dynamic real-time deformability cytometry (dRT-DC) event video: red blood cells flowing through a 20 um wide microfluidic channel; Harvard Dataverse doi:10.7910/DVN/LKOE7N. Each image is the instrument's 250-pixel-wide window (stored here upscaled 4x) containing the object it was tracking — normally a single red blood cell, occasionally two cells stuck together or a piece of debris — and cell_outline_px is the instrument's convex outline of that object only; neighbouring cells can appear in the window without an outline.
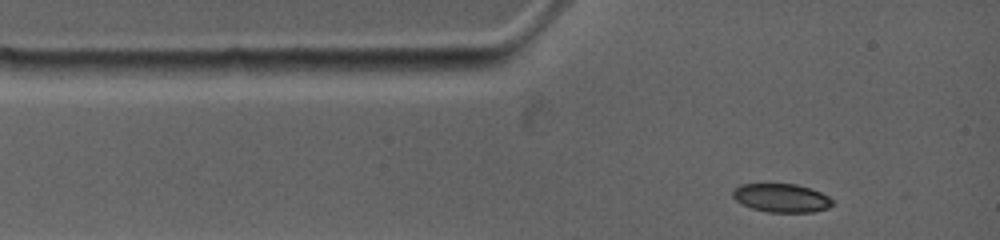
{"species": "common noctule bat (a hibernating species)", "species_latin": "Nyctalus noctula", "temperature_condition": "warm", "stored_images_in_passage": 19, "camera_frame_rate_fps": 4500, "um_per_image_px": 0.085, "animal": {"sex": "female", "body_mass_g": 19.0, "forearm_length_mm": 53.3}, "frame": {"image": 1, "passage_image": 1, "time_ms": 0.0, "image_size_px": [1000, 240], "cell_outline_px": [[832, 204], [828, 208], [812, 212], [768, 212], [752, 208], [736, 200], [732, 196], [732, 188], [740, 184], [796, 184], [820, 192], [828, 196], [832, 200]], "centroid_in_image_um": [66.39, 16.82], "position_along_channel_um": 18.6, "area_um2": 16.47}}
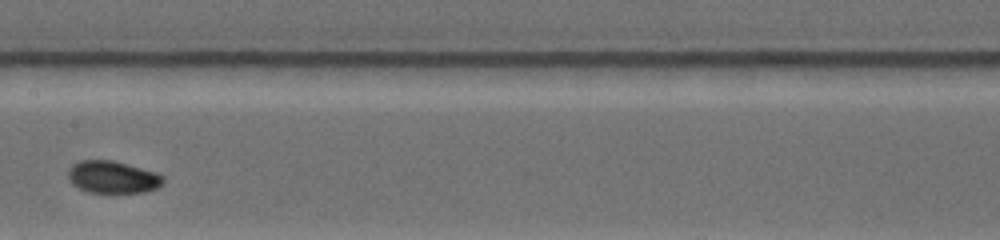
{"frame": {"image": 2, "passage_image": 11, "time_ms": 5.111, "image_size_px": [1000, 240], "cell_outline_px": [[164, 180], [156, 188], [144, 192], [88, 192], [72, 184], [68, 176], [68, 168], [72, 164], [80, 160], [112, 160], [156, 172], [164, 176]], "centroid_in_image_um": [9.55, 15.04], "position_along_channel_um": 197.8, "area_um2": 17.74}}
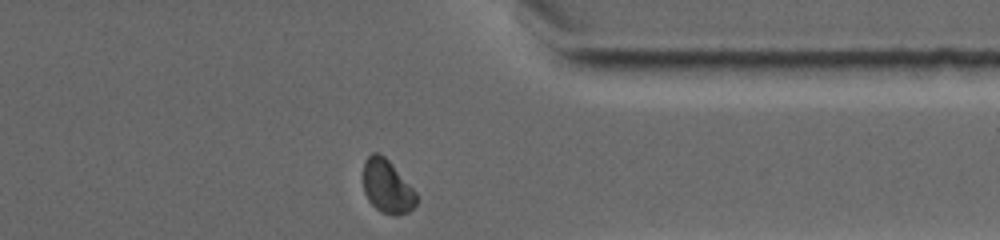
{"frame": {"image": 3, "passage_image": 19, "time_ms": 10.0, "image_size_px": [1000, 240], "cell_outline_px": [[416, 204], [408, 212], [396, 216], [392, 216], [380, 212], [368, 200], [364, 192], [364, 160], [372, 152], [380, 152], [388, 160], [416, 192]], "centroid_in_image_um": [32.89, 15.86], "position_along_channel_um": 378.5, "area_um2": 16.47}}